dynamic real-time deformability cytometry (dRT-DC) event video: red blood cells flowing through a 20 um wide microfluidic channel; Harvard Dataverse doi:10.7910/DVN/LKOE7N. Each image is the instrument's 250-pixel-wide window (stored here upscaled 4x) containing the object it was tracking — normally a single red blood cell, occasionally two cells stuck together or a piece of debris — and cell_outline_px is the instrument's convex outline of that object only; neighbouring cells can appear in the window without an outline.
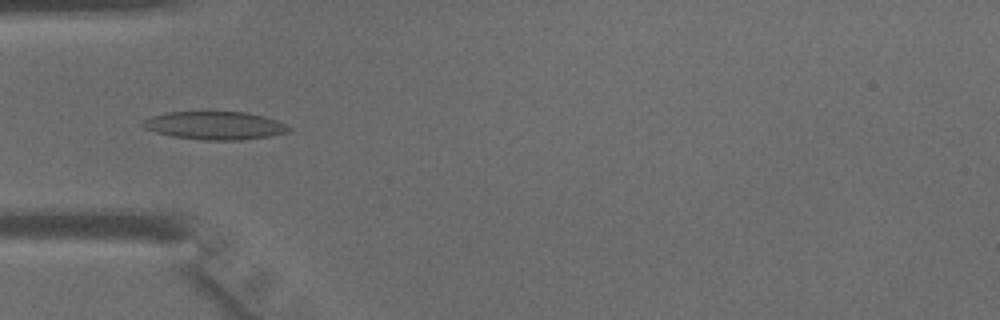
{"species": "common noctule bat (a hibernating species)", "species_latin": "Nyctalus noctula", "temperature_condition": "warm", "stored_images_in_passage": 26, "camera_frame_rate_fps": 3000, "um_per_image_px": 0.085, "animal": {"sex": "male", "body_mass_g": 15.6}, "frame": {"image": 1, "passage_image": 1, "time_ms": 0.0, "image_size_px": [1000, 320], "cell_outline_px": [[292, 128], [288, 132], [268, 136], [240, 140], [204, 140], [172, 136], [156, 132], [144, 128], [140, 124], [144, 120], [152, 116], [168, 112], [248, 112], [264, 116], [276, 120]], "centroid_in_image_um": [18.26, 10.67], "position_along_channel_um": 66.7, "area_um2": 23.76}}
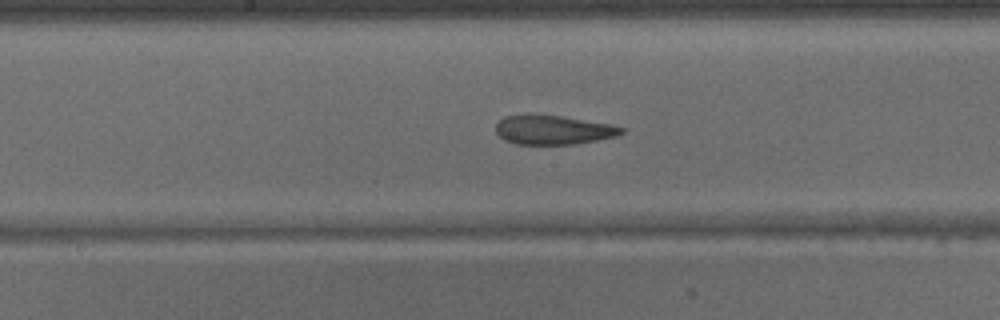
{"frame": {"image": 2, "passage_image": 10, "time_ms": 3.0, "image_size_px": [1000, 320], "cell_outline_px": [[624, 132], [616, 136], [576, 144], [516, 144], [504, 140], [496, 132], [496, 124], [504, 116], [528, 112], [564, 116], [608, 124], [624, 128]], "centroid_in_image_um": [46.95, 11.01], "position_along_channel_um": 201.2, "area_um2": 21.73}}
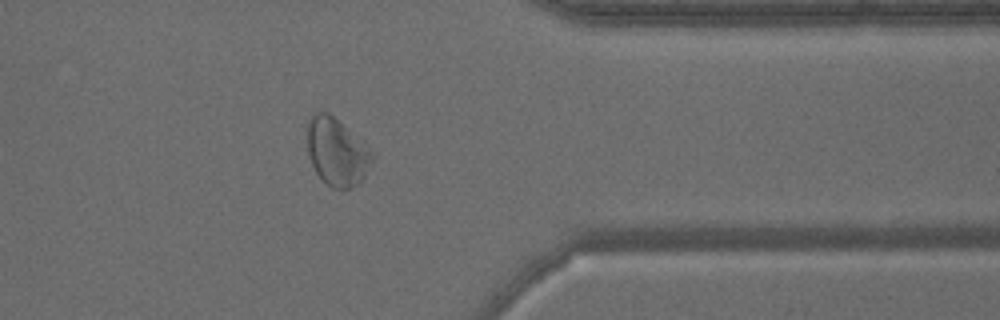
{"frame": {"image": 3, "passage_image": 23, "time_ms": 7.333, "image_size_px": [1000, 320], "cell_outline_px": [[376, 156], [364, 176], [356, 184], [348, 188], [332, 188], [316, 172], [308, 156], [308, 120], [316, 112], [328, 112], [376, 152]], "centroid_in_image_um": [28.66, 12.9], "position_along_channel_um": 382.7, "area_um2": 25.37}}